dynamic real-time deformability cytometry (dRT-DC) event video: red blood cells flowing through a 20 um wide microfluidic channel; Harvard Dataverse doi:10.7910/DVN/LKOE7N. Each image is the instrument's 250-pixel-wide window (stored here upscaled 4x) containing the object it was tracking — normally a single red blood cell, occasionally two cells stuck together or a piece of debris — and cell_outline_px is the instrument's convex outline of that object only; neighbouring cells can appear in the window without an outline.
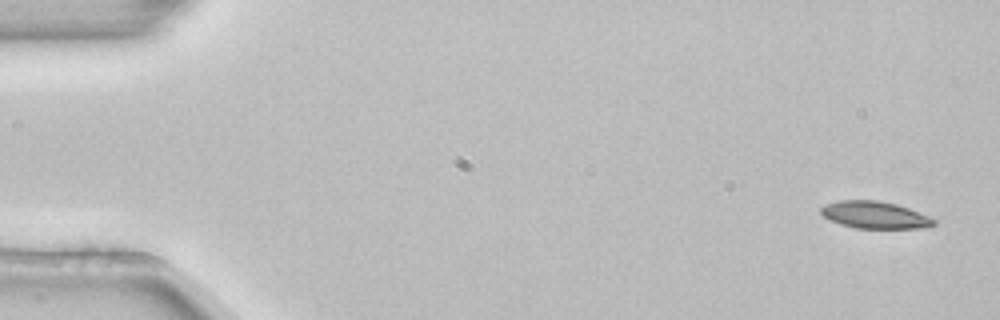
{"species": "common noctule bat (a hibernating species)", "species_latin": "Nyctalus noctula", "temperature_condition": "room temperature", "stored_images_in_passage": 4, "camera_frame_rate_fps": 3000, "um_per_image_px": 0.085, "animal": {"sex": "female", "body_mass_g": 22.7, "forearm_length_mm": 54.2}, "frame": {"image": 1, "passage_image": 1, "time_ms": 0.0, "image_size_px": [1000, 320], "cell_outline_px": [[936, 224], [928, 228], [856, 228], [840, 224], [824, 216], [820, 212], [820, 208], [828, 204], [840, 200], [880, 200], [896, 204], [908, 208], [928, 216], [936, 220]], "centroid_in_image_um": [74.4, 18.27], "position_along_channel_um": 10.6, "area_um2": 17.74}}
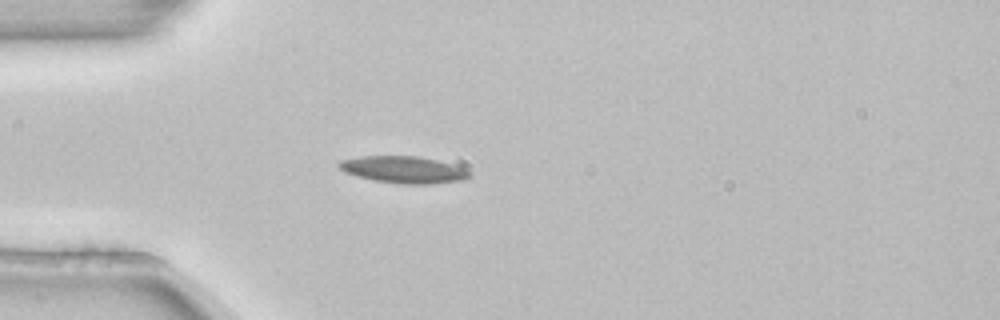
{"frame": {"image": 2, "passage_image": 4, "time_ms": 1.0, "image_size_px": [1000, 320], "cell_outline_px": [[472, 176], [464, 180], [428, 184], [400, 184], [372, 180], [344, 172], [336, 164], [340, 160], [360, 156], [420, 156], [452, 164], [468, 172]], "centroid_in_image_um": [34.26, 14.42], "position_along_channel_um": 50.7, "area_um2": 20.4}}